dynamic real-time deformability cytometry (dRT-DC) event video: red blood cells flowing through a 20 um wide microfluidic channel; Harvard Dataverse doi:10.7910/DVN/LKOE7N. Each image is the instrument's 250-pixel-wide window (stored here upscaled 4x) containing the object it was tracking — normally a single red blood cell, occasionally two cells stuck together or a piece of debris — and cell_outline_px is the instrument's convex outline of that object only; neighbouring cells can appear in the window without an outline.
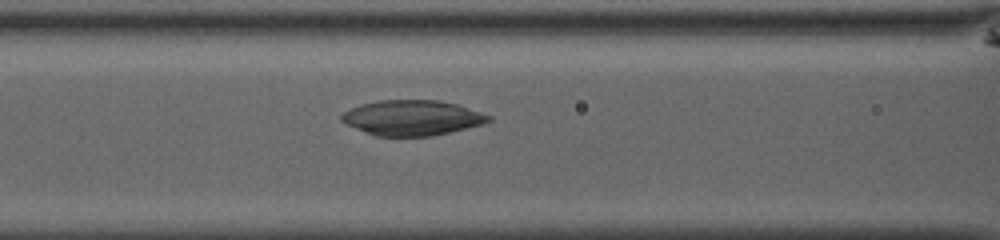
{"species": "common noctule bat (a hibernating species)", "species_latin": "Nyctalus noctula", "temperature_condition": "room temperature", "stored_images_in_passage": 34, "camera_frame_rate_fps": 3000, "um_per_image_px": 0.085, "animal": {"sex": "male", "body_mass_g": 13.0, "forearm_length_mm": 53.1}, "frame": {"image": 1, "passage_image": 9, "time_ms": 2.667, "image_size_px": [1000, 240], "cell_outline_px": [[492, 120], [480, 124], [432, 136], [376, 136], [344, 124], [340, 120], [340, 116], [344, 112], [360, 104], [380, 100], [440, 100], [456, 104], [492, 116]], "centroid_in_image_um": [34.98, 10.01], "position_along_channel_um": 131.6, "area_um2": 30.0}}
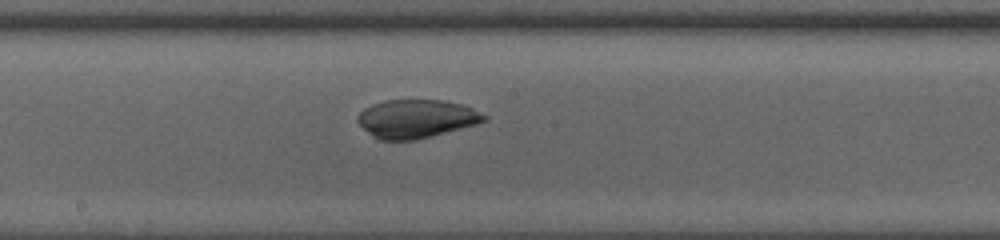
{"frame": {"image": 2, "passage_image": 15, "time_ms": 4.667, "image_size_px": [1000, 240], "cell_outline_px": [[488, 120], [476, 124], [432, 136], [416, 140], [380, 140], [372, 136], [356, 120], [356, 116], [364, 108], [372, 104], [384, 100], [444, 100], [464, 104], [488, 116]], "centroid_in_image_um": [35.39, 10.08], "position_along_channel_um": 212.8, "area_um2": 28.44}}
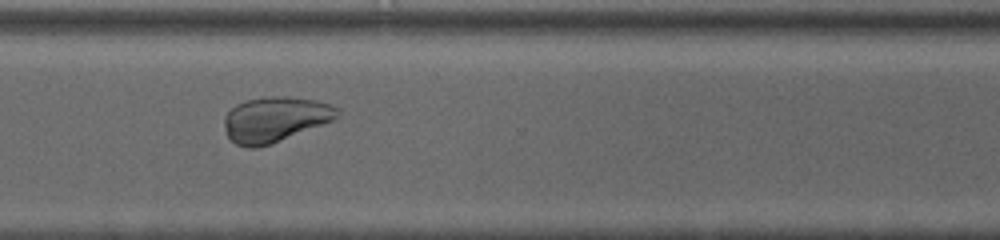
{"frame": {"image": 3, "passage_image": 25, "time_ms": 8.0, "image_size_px": [1000, 240], "cell_outline_px": [[340, 112], [332, 120], [272, 144], [256, 148], [248, 148], [236, 144], [228, 136], [224, 128], [224, 116], [236, 104], [248, 100], [268, 96], [284, 96], [316, 100], [332, 104]], "centroid_in_image_um": [23.35, 10.14], "position_along_channel_um": 347.2, "area_um2": 29.59}}